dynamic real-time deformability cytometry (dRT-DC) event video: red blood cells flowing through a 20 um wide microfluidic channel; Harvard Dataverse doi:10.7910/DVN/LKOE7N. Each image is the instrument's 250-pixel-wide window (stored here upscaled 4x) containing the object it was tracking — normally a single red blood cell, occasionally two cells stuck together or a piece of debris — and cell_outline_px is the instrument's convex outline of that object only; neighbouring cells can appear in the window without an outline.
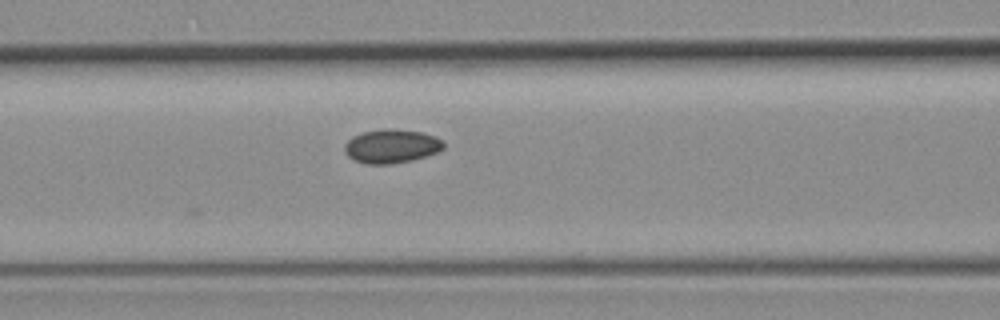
{"species": "common noctule bat (a hibernating species)", "species_latin": "Nyctalus noctula", "temperature_condition": "room temperature", "stored_images_in_passage": 3, "camera_frame_rate_fps": 3000, "um_per_image_px": 0.085, "animal": {"sex": "female", "body_mass_g": 19.3, "forearm_length_mm": 54.1}, "frame": {"image": 1, "passage_image": 3, "time_ms": 2.333, "image_size_px": [1000, 320], "cell_outline_px": [[444, 148], [436, 152], [412, 160], [392, 164], [364, 164], [352, 160], [344, 152], [344, 144], [352, 136], [364, 132], [384, 128], [392, 128], [424, 132], [436, 136], [444, 140]], "centroid_in_image_um": [33.26, 12.42], "position_along_channel_um": 133.3, "area_um2": 19.83}}